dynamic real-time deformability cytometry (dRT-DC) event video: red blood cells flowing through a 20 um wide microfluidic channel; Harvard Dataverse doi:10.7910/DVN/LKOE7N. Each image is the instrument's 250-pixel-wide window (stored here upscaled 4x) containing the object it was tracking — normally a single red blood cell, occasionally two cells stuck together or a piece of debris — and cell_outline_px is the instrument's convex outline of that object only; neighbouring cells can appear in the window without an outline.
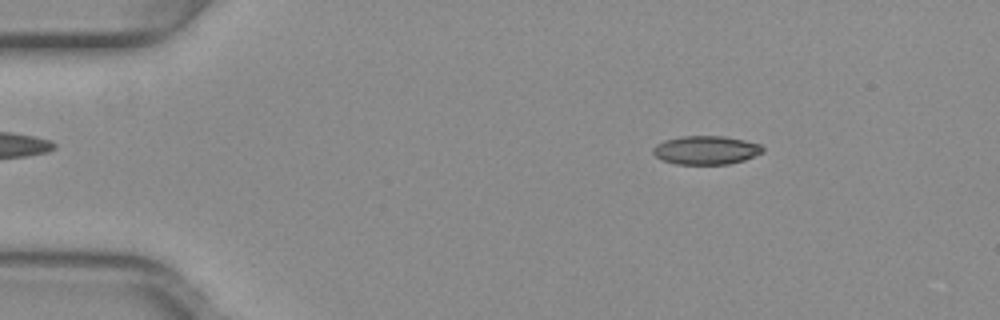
{"species": "common noctule bat (a hibernating species)", "species_latin": "Nyctalus noctula", "temperature_condition": "warm", "stored_images_in_passage": 52, "camera_frame_rate_fps": 3000, "um_per_image_px": 0.085, "animal": {"sex": "female", "body_mass_g": 29.2, "forearm_length_mm": 56.3}, "frame": {"image": 1, "passage_image": 8, "time_ms": 2.333, "image_size_px": [1000, 320], "cell_outline_px": [[764, 152], [744, 160], [728, 164], [676, 164], [664, 160], [656, 156], [652, 152], [652, 148], [656, 144], [664, 140], [680, 136], [724, 136], [744, 140], [760, 144], [764, 148]], "centroid_in_image_um": [60.01, 12.75], "position_along_channel_um": 25.0, "area_um2": 18.32}}
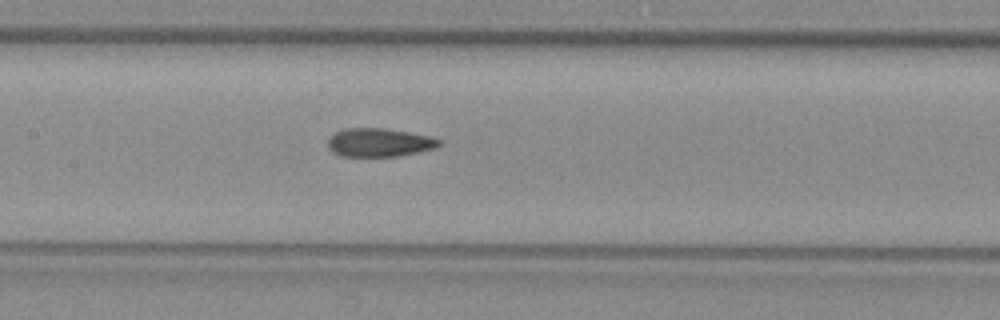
{"frame": {"image": 2, "passage_image": 25, "time_ms": 8.0, "image_size_px": [1000, 320], "cell_outline_px": [[440, 144], [436, 148], [420, 152], [400, 156], [340, 156], [332, 152], [328, 148], [328, 136], [344, 128], [384, 128], [408, 132], [428, 136], [440, 140]], "centroid_in_image_um": [32.2, 12.11], "position_along_channel_um": 175.2, "area_um2": 18.55}}
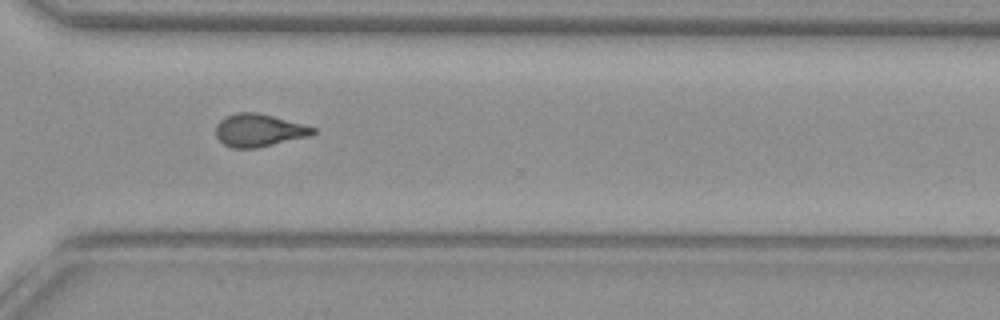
{"frame": {"image": 3, "passage_image": 38, "time_ms": 12.333, "image_size_px": [1000, 320], "cell_outline_px": [[316, 132], [308, 136], [256, 148], [232, 148], [224, 144], [216, 136], [216, 124], [224, 116], [236, 112], [256, 112], [272, 116], [316, 128]], "centroid_in_image_um": [21.95, 11.07], "position_along_channel_um": 348.6, "area_um2": 18.32}, "authors_computed_cell_mechanics": {"area_um2": 18.5827, "velocity_mm_per_s": 4.0094, "shape_relaxation_time_tau1_ms": null, "shape_relaxation_time_tau2_ms": 1.6126, "deformation_change_tau1": null, "deformation_change_tau2": 0.0865}}